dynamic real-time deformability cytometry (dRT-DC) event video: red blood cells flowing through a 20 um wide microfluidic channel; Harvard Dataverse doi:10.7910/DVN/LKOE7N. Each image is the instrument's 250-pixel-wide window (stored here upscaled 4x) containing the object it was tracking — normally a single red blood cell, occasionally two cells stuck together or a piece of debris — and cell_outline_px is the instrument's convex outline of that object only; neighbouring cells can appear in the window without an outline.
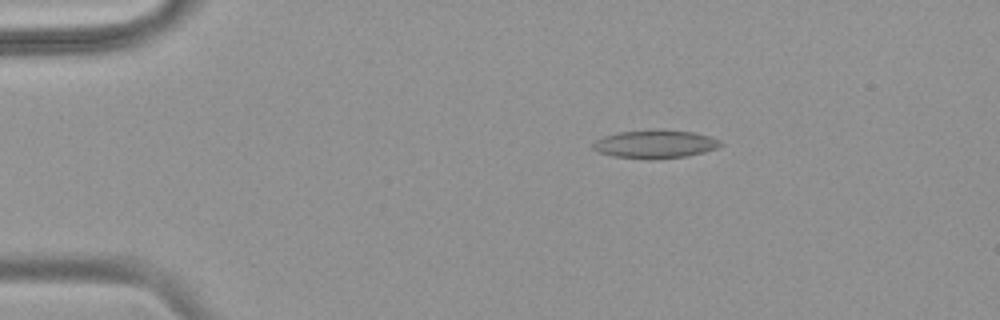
{"species": "common noctule bat (a hibernating species)", "species_latin": "Nyctalus noctula", "temperature_condition": "warm", "stored_images_in_passage": 50, "camera_frame_rate_fps": 3000, "um_per_image_px": 0.085, "animal": {"sex": "female", "body_mass_g": 18.4}, "frame": {"image": 1, "passage_image": 5, "time_ms": 1.333, "image_size_px": [1000, 320], "cell_outline_px": [[724, 144], [716, 148], [704, 152], [688, 156], [652, 160], [648, 160], [612, 156], [596, 152], [592, 148], [592, 144], [596, 140], [604, 136], [620, 132], [660, 128], [692, 132], [708, 136], [720, 140]], "centroid_in_image_um": [55.67, 12.25], "position_along_channel_um": 29.3, "area_um2": 21.44}}
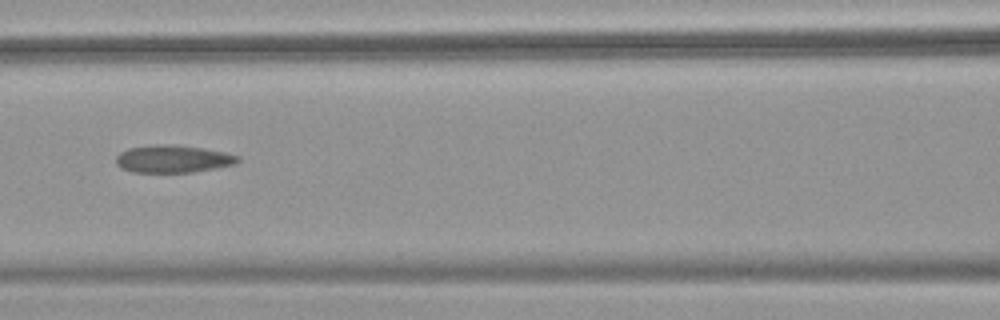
{"frame": {"image": 2, "passage_image": 20, "time_ms": 6.333, "image_size_px": [1000, 320], "cell_outline_px": [[240, 160], [236, 164], [216, 168], [192, 172], [132, 172], [120, 168], [116, 164], [116, 156], [120, 152], [128, 148], [160, 144], [168, 144], [204, 148], [224, 152], [240, 156]], "centroid_in_image_um": [14.7, 13.51], "position_along_channel_um": 151.9, "area_um2": 19.59}}
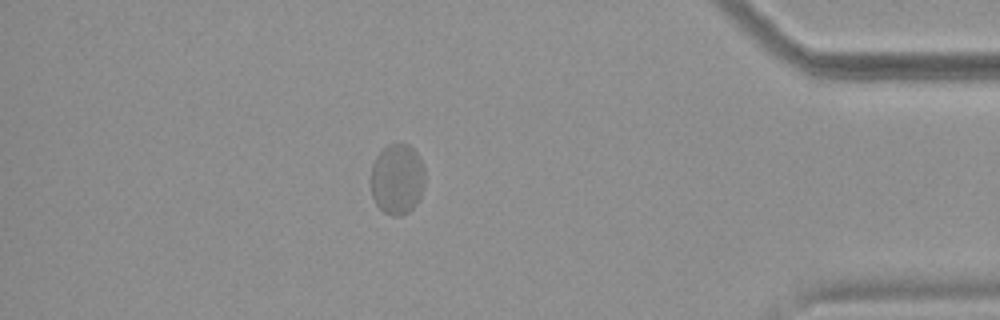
{"frame": {"image": 3, "passage_image": 43, "time_ms": 14.0, "image_size_px": [1000, 320], "cell_outline_px": [[424, 184], [420, 196], [416, 204], [408, 212], [400, 216], [392, 216], [384, 212], [376, 204], [372, 196], [372, 164], [376, 156], [388, 144], [396, 140], [400, 140], [408, 144], [416, 152], [424, 168]], "centroid_in_image_um": [33.76, 15.18], "position_along_channel_um": 401.4, "area_um2": 22.43}}